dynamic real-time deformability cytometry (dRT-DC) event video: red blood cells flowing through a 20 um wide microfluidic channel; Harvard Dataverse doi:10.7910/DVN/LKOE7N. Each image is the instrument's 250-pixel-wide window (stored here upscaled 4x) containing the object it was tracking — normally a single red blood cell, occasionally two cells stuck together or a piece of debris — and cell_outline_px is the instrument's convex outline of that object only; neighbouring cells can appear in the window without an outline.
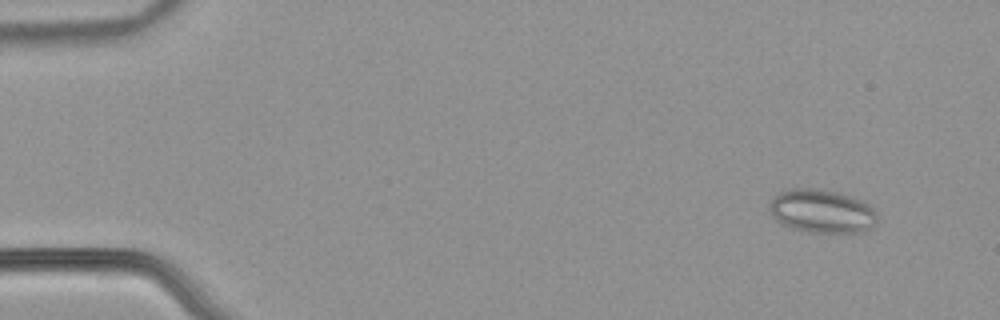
{"species": "common noctule bat (a hibernating species)", "species_latin": "Nyctalus noctula", "temperature_condition": "warm", "stored_images_in_passage": 51, "camera_frame_rate_fps": 3000, "um_per_image_px": 0.085, "animal": {"sex": "male", "body_mass_g": 21.5, "forearm_length_mm": 52.0}, "frame": {"image": 1, "passage_image": 1, "time_ms": 0.0, "image_size_px": [1000, 320], "cell_outline_px": [[876, 220], [864, 232], [808, 232], [780, 224], [772, 216], [768, 208], [772, 196], [788, 188], [812, 188], [840, 192], [852, 196], [868, 204], [876, 212]], "centroid_in_image_um": [69.8, 17.93], "position_along_channel_um": 15.2, "area_um2": 27.4}}
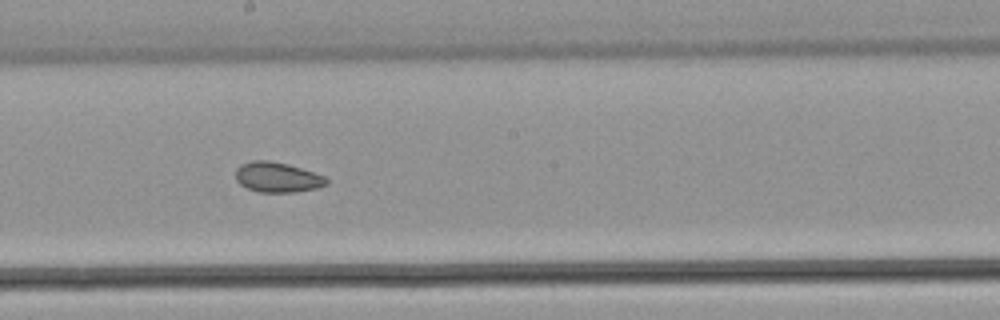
{"frame": {"image": 2, "passage_image": 27, "time_ms": 8.667, "image_size_px": [1000, 320], "cell_outline_px": [[328, 184], [320, 188], [296, 192], [260, 192], [248, 188], [240, 184], [236, 180], [236, 168], [240, 164], [252, 160], [268, 160], [288, 164], [324, 176], [328, 180]], "centroid_in_image_um": [23.58, 15.07], "position_along_channel_um": 224.6, "area_um2": 16.01}}
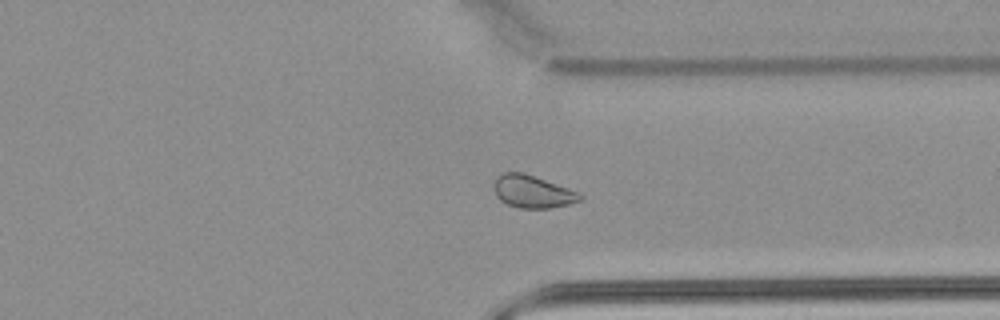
{"frame": {"image": 3, "passage_image": 38, "time_ms": 12.333, "image_size_px": [1000, 320], "cell_outline_px": [[584, 196], [580, 200], [572, 204], [548, 208], [520, 208], [508, 204], [500, 200], [496, 196], [492, 184], [496, 176], [504, 172], [524, 172], [568, 188]], "centroid_in_image_um": [45.23, 16.28], "position_along_channel_um": 366.2, "area_um2": 16.42}, "authors_computed_cell_mechanics": {"area_um2": 17.34, "velocity_mm_per_s": 3.8508, "shape_relaxation_time_tau1_ms": null, "shape_relaxation_time_tau2_ms": 7.0691, "deformation_change_tau1": null, "deformation_change_tau2": 0.0973}}